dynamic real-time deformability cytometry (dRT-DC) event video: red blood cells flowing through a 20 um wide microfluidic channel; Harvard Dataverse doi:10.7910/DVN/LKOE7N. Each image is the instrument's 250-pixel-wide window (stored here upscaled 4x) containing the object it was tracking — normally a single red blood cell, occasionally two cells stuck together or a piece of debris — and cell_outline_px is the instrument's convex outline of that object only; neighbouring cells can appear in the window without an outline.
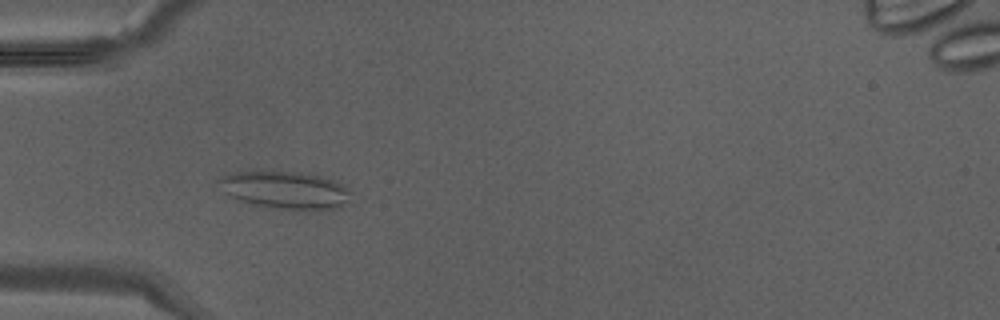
{"species": "Egyptian fruit bat (a non-hibernating species)", "species_latin": "Rousettus aegyptiacus", "temperature_condition": "warm", "stored_images_in_passage": 39, "camera_frame_rate_fps": 3000, "um_per_image_px": 0.085, "animal": {"sex": "male"}, "frame": {"image": 1, "passage_image": 12, "time_ms": 3.667, "image_size_px": [1000, 320], "cell_outline_px": [[348, 200], [340, 208], [308, 212], [300, 212], [264, 208], [228, 196], [224, 192], [216, 180], [232, 172], [252, 168], [300, 172], [320, 176], [332, 180], [348, 188]], "centroid_in_image_um": [24.17, 16.16], "position_along_channel_um": 60.8, "area_um2": 30.4}}
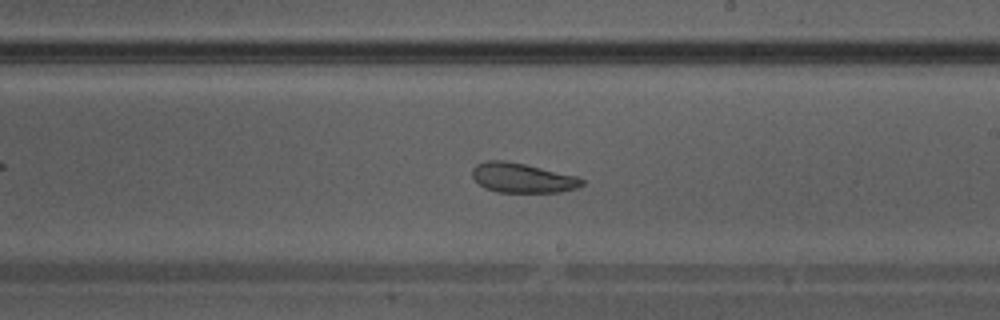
{"frame": {"image": 2, "passage_image": 23, "time_ms": 7.333, "image_size_px": [1000, 320], "cell_outline_px": [[584, 184], [576, 188], [560, 192], [496, 192], [484, 188], [472, 176], [472, 168], [476, 164], [488, 160], [504, 160], [524, 164], [576, 176], [584, 180]], "centroid_in_image_um": [44.37, 15.12], "position_along_channel_um": 244.6, "area_um2": 18.84}}